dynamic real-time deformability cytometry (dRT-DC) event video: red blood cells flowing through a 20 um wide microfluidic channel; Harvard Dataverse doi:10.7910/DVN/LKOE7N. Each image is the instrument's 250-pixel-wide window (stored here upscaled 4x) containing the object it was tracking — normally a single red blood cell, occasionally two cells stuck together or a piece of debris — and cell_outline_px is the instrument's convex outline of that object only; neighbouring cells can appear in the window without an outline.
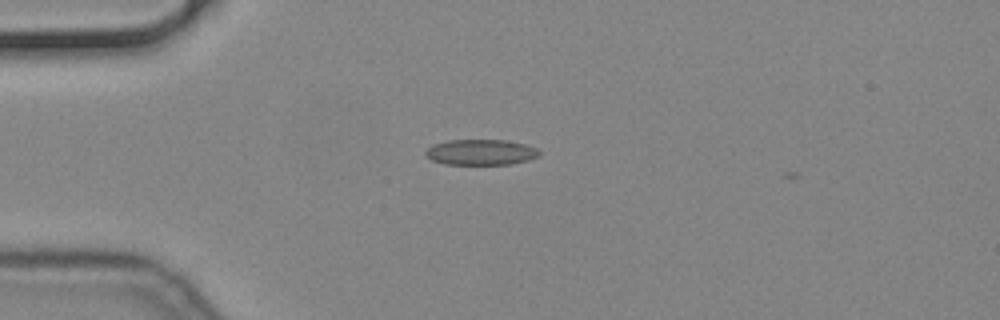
{"species": "common noctule bat (a hibernating species)", "species_latin": "Nyctalus noctula", "temperature_condition": "cold", "stored_images_in_passage": 5, "camera_frame_rate_fps": 3000, "um_per_image_px": 0.085, "animal": {"sex": "male", "body_mass_g": 19.2, "forearm_length_mm": 51.8}, "frame": {"image": 1, "passage_image": 2, "time_ms": 0.333, "image_size_px": [1000, 320], "cell_outline_px": [[540, 156], [528, 160], [512, 164], [444, 164], [432, 160], [424, 156], [424, 152], [432, 144], [448, 140], [508, 140], [524, 144], [536, 148], [540, 152]], "centroid_in_image_um": [40.85, 12.94], "position_along_channel_um": 44.2, "area_um2": 17.11}}